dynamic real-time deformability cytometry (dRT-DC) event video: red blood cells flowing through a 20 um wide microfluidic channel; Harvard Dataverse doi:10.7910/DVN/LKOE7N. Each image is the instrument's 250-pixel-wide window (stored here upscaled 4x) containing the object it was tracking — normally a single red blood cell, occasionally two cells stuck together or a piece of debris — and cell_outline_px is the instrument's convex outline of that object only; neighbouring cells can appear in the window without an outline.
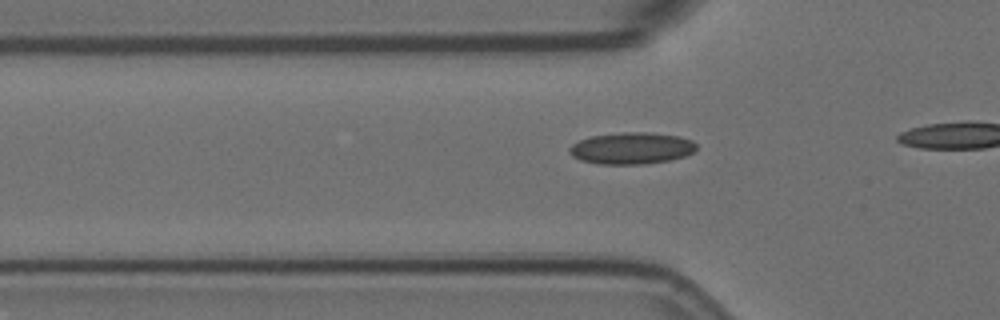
{"species": "Egyptian fruit bat (a non-hibernating species)", "species_latin": "Rousettus aegyptiacus", "temperature_condition": "room temperature", "stored_images_in_passage": 20, "camera_frame_rate_fps": 3000, "um_per_image_px": 0.085, "animal": {"sex": "female"}, "frame": {"image": 1, "passage_image": 14, "time_ms": 4.333, "image_size_px": [1000, 320], "cell_outline_px": [[696, 148], [692, 152], [684, 156], [668, 160], [644, 164], [600, 164], [580, 160], [572, 156], [568, 152], [568, 148], [572, 144], [580, 140], [592, 136], [624, 132], [652, 132], [680, 136], [692, 140], [696, 144]], "centroid_in_image_um": [53.67, 12.59], "position_along_channel_um": 72.1, "area_um2": 23.47}}
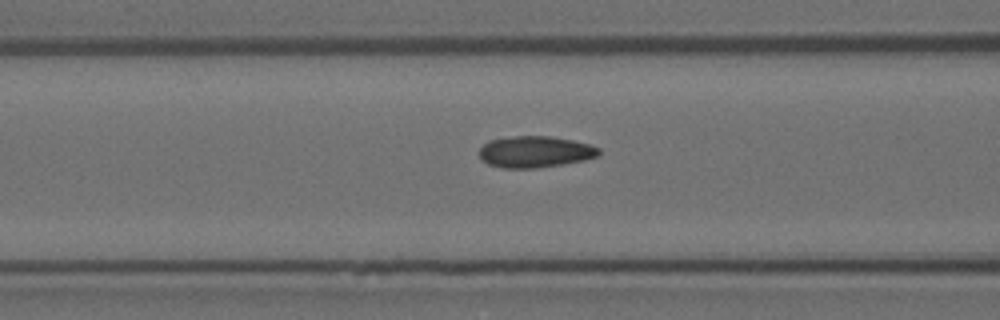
{"frame": {"image": 2, "passage_image": 18, "time_ms": 5.667, "image_size_px": [1000, 320], "cell_outline_px": [[600, 152], [596, 156], [584, 160], [536, 168], [500, 168], [488, 164], [480, 156], [480, 148], [488, 140], [512, 136], [548, 136], [572, 140], [588, 144], [600, 148]], "centroid_in_image_um": [45.45, 12.9], "position_along_channel_um": 121.1, "area_um2": 21.73}}